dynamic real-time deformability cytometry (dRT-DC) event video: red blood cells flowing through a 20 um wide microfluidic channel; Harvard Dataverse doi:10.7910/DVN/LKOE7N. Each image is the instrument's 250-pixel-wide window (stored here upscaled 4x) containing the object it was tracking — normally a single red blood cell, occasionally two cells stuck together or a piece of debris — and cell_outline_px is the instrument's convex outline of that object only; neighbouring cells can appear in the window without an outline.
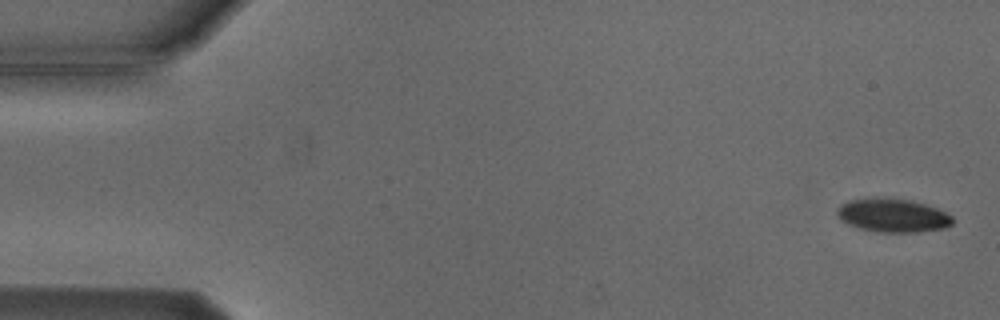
{"species": "Egyptian fruit bat (a non-hibernating species)", "species_latin": "Rousettus aegyptiacus", "temperature_condition": "cold", "stored_images_in_passage": 5, "camera_frame_rate_fps": 3000, "um_per_image_px": 0.085, "animal": {"sex": "male"}, "frame": {"image": 1, "passage_image": 1, "time_ms": 0.0, "image_size_px": [1000, 320], "cell_outline_px": [[952, 224], [944, 228], [916, 232], [876, 232], [860, 228], [848, 224], [840, 220], [836, 212], [840, 204], [848, 200], [912, 200], [936, 208], [952, 216]], "centroid_in_image_um": [75.88, 18.35], "position_along_channel_um": 9.1, "area_um2": 21.85}}
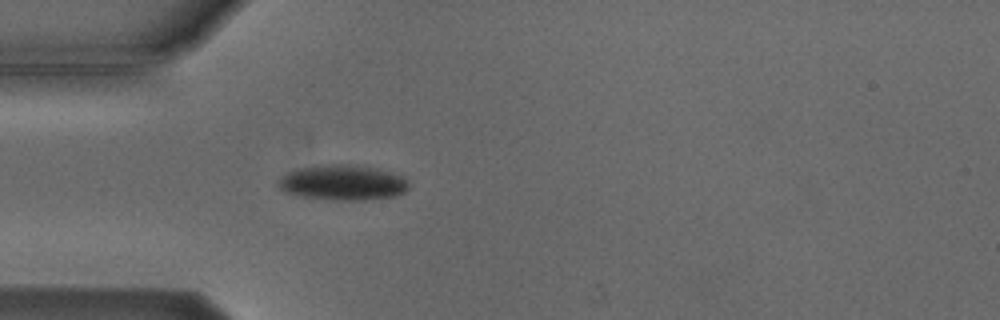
{"frame": {"image": 2, "passage_image": 5, "time_ms": 4.667, "image_size_px": [1000, 320], "cell_outline_px": [[408, 188], [404, 192], [396, 196], [364, 200], [332, 200], [300, 196], [284, 192], [276, 184], [276, 180], [280, 176], [296, 168], [328, 164], [348, 164], [376, 168], [404, 176], [408, 180]], "centroid_in_image_um": [29.1, 15.52], "position_along_channel_um": 55.9, "area_um2": 27.17}}